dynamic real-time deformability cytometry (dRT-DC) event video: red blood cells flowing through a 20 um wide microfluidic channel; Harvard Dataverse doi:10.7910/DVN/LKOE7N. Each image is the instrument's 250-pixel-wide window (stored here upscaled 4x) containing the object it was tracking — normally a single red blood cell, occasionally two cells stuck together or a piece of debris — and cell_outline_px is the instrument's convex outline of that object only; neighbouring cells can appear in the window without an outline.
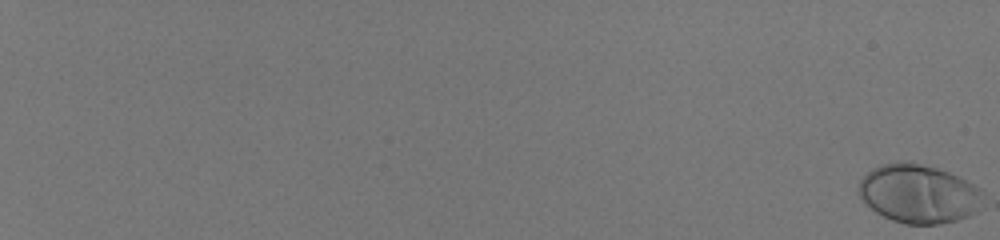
{"species": "human", "species_latin": "Homo sapiens", "temperature_condition": "room temperature", "stored_images_in_passage": 60, "camera_frame_rate_fps": 3000, "um_per_image_px": 0.085, "donor": {"sex": "male"}, "frame": {"image": 1, "passage_image": 1, "time_ms": 0.0, "image_size_px": [1000, 240], "cell_outline_px": [[980, 192], [976, 212], [968, 216], [956, 220], [940, 224], [904, 224], [892, 220], [876, 212], [860, 196], [860, 180], [872, 168], [880, 164], [896, 160], [904, 160], [936, 168], [948, 172], [972, 184]], "centroid_in_image_um": [78.02, 16.45], "position_along_channel_um": 7.0, "area_um2": 41.79}}
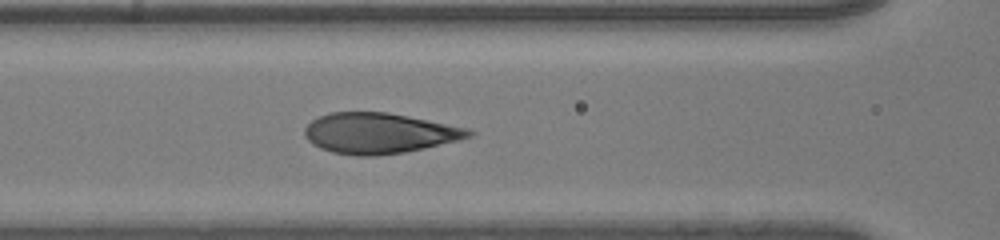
{"frame": {"image": 2, "passage_image": 34, "time_ms": 11.0, "image_size_px": [1000, 240], "cell_outline_px": [[476, 132], [472, 136], [460, 140], [424, 148], [404, 152], [376, 156], [356, 156], [332, 152], [320, 148], [312, 144], [304, 136], [304, 128], [312, 120], [328, 112], [388, 112], [468, 128]], "centroid_in_image_um": [32.22, 11.32], "position_along_channel_um": 134.4, "area_um2": 38.9}}
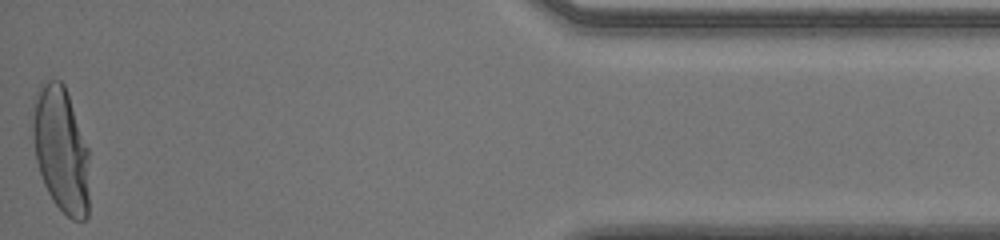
{"frame": {"image": 3, "passage_image": 60, "time_ms": 19.667, "image_size_px": [1000, 240], "cell_outline_px": [[88, 216], [84, 220], [72, 220], [52, 200], [44, 184], [36, 160], [32, 136], [32, 124], [36, 100], [40, 84], [48, 80], [60, 80], [64, 84], [88, 148]], "centroid_in_image_um": [5.19, 12.74], "position_along_channel_um": 430.0, "area_um2": 40.98}, "authors_computed_cell_mechanics": {"area_um2": 39.4774, "velocity_mm_per_s": 4.0288, "shape_relaxation_time_tau1_ms": 4.2201, "shape_relaxation_time_tau2_ms": null, "deformation_change_tau1": 0.2353, "deformation_change_tau2": null}}